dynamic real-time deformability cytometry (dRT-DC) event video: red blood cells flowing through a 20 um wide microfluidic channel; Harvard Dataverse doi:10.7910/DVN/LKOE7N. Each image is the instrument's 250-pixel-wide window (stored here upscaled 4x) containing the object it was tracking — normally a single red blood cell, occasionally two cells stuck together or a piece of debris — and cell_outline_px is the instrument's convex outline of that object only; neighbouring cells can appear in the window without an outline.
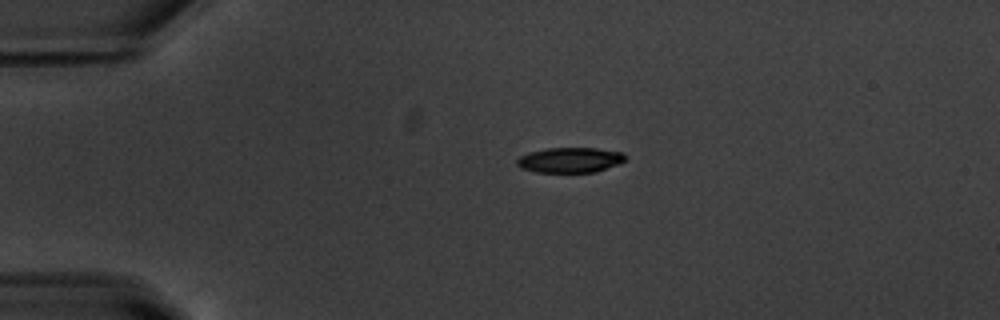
{"species": "common noctule bat (a hibernating species)", "species_latin": "Nyctalus noctula", "temperature_condition": "warm", "stored_images_in_passage": 43, "camera_frame_rate_fps": 3000, "um_per_image_px": 0.085, "animal": {"sex": "male", "body_mass_g": 20.1, "forearm_length_mm": 53.5}, "frame": {"image": 1, "passage_image": 1, "time_ms": 0.0, "image_size_px": [1000, 320], "cell_outline_px": [[628, 156], [620, 164], [596, 172], [536, 172], [520, 168], [516, 164], [516, 160], [520, 156], [528, 152], [544, 148], [596, 148], [624, 152]], "centroid_in_image_um": [48.47, 13.59], "position_along_channel_um": 36.5, "area_um2": 16.18}}
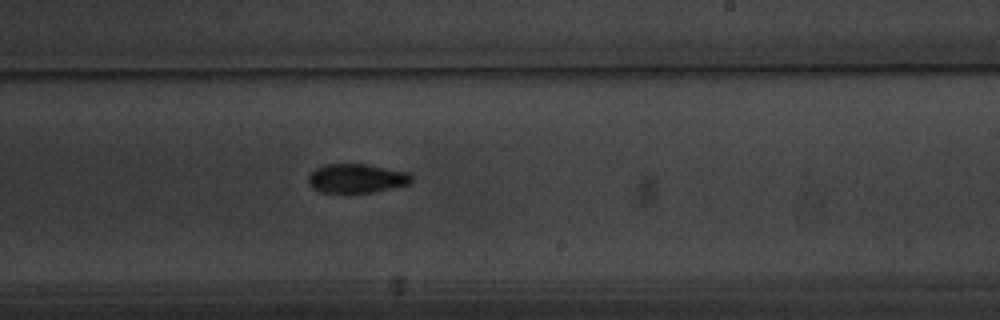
{"frame": {"image": 2, "passage_image": 22, "time_ms": 7.0, "image_size_px": [1000, 320], "cell_outline_px": [[412, 180], [408, 184], [372, 192], [320, 192], [312, 188], [308, 184], [308, 176], [316, 168], [324, 164], [368, 164], [412, 172]], "centroid_in_image_um": [30.32, 15.14], "position_along_channel_um": 258.7, "area_um2": 17.57}}
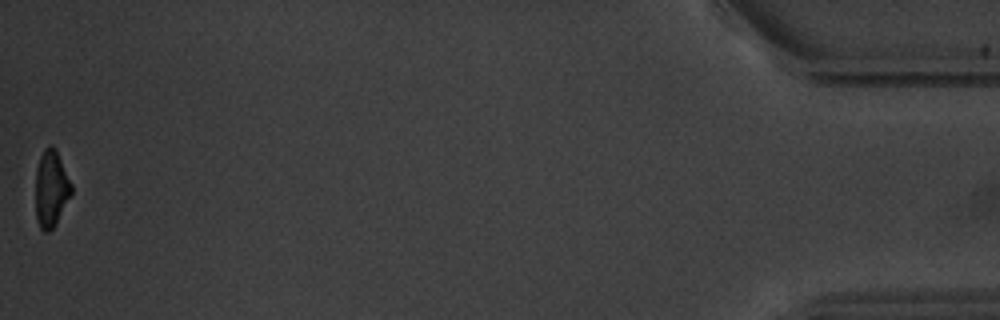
{"frame": {"image": 3, "passage_image": 43, "time_ms": 14.0, "image_size_px": [1000, 320], "cell_outline_px": [[72, 192], [56, 224], [48, 232], [44, 232], [40, 228], [36, 220], [36, 168], [40, 156], [44, 148], [48, 144], [52, 144], [56, 148], [72, 184]], "centroid_in_image_um": [4.34, 16.01], "position_along_channel_um": 430.9, "area_um2": 16.18}, "authors_computed_cell_mechanics": {"area_um2": 17.34, "velocity_mm_per_s": 3.7648, "shape_relaxation_time_tau1_ms": 2.8527, "shape_relaxation_time_tau2_ms": 4.2583, "deformation_change_tau1": 0.1392, "deformation_change_tau2": 0.0989}}